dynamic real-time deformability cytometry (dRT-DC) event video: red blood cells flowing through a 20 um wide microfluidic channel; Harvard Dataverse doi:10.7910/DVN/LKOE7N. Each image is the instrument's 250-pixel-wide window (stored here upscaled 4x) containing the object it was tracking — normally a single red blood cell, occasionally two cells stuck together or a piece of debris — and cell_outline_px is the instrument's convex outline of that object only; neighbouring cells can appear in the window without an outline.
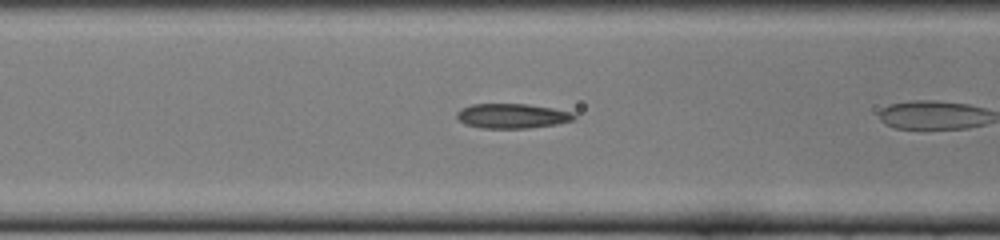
{"species": "common noctule bat (a hibernating species)", "species_latin": "Nyctalus noctula", "temperature_condition": "cold", "stored_images_in_passage": 14, "camera_frame_rate_fps": 3000, "um_per_image_px": 0.085, "animal": {"sex": "female", "body_mass_g": 22.0, "forearm_length_mm": 56.7}, "frame": {"image": 1, "passage_image": 12, "time_ms": 3.667, "image_size_px": [1000, 240], "cell_outline_px": [[576, 120], [556, 124], [528, 128], [480, 128], [464, 124], [456, 116], [456, 112], [460, 108], [472, 104], [528, 104], [552, 108], [572, 112], [576, 116]], "centroid_in_image_um": [43.52, 9.85], "position_along_channel_um": 123.1, "area_um2": 16.99}}